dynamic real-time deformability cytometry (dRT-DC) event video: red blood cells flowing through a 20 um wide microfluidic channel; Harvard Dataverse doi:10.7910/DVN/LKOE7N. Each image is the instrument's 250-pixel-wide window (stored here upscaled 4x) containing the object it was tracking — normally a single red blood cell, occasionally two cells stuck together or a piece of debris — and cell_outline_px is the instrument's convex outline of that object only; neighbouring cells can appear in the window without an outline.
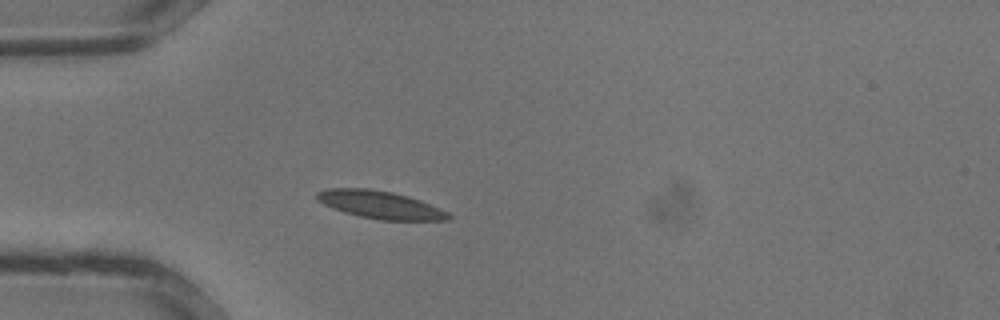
{"species": "common noctule bat (a hibernating species)", "species_latin": "Nyctalus noctula", "temperature_condition": "warm", "stored_images_in_passage": 6, "camera_frame_rate_fps": 3000, "um_per_image_px": 0.085, "animal": {"sex": "male", "body_mass_g": 13.3}, "frame": {"image": 1, "passage_image": 1, "time_ms": 0.0, "image_size_px": [1000, 320], "cell_outline_px": [[452, 216], [448, 220], [380, 220], [360, 216], [344, 212], [332, 208], [316, 200], [316, 192], [328, 188], [368, 188], [392, 192], [408, 196], [420, 200], [448, 212]], "centroid_in_image_um": [32.29, 17.4], "position_along_channel_um": 52.7, "area_um2": 21.21}}
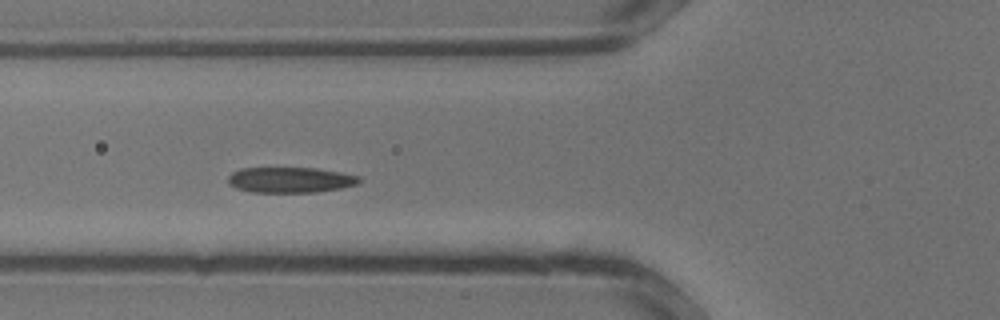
{"frame": {"image": 2, "passage_image": 4, "time_ms": 1.0, "image_size_px": [1000, 320], "cell_outline_px": [[360, 180], [356, 184], [340, 188], [316, 192], [252, 192], [236, 188], [228, 184], [228, 176], [232, 172], [240, 168], [316, 168], [340, 172], [360, 176]], "centroid_in_image_um": [24.64, 15.29], "position_along_channel_um": 101.2, "area_um2": 19.48}}
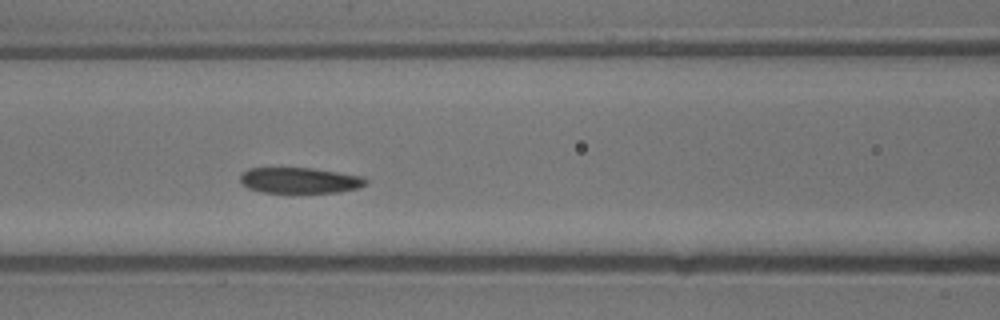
{"frame": {"image": 3, "passage_image": 6, "time_ms": 1.667, "image_size_px": [1000, 320], "cell_outline_px": [[368, 184], [356, 188], [336, 192], [260, 192], [248, 188], [240, 180], [240, 176], [248, 168], [312, 168], [364, 176], [368, 180]], "centroid_in_image_um": [25.5, 15.32], "position_along_channel_um": 141.1, "area_um2": 18.73}}